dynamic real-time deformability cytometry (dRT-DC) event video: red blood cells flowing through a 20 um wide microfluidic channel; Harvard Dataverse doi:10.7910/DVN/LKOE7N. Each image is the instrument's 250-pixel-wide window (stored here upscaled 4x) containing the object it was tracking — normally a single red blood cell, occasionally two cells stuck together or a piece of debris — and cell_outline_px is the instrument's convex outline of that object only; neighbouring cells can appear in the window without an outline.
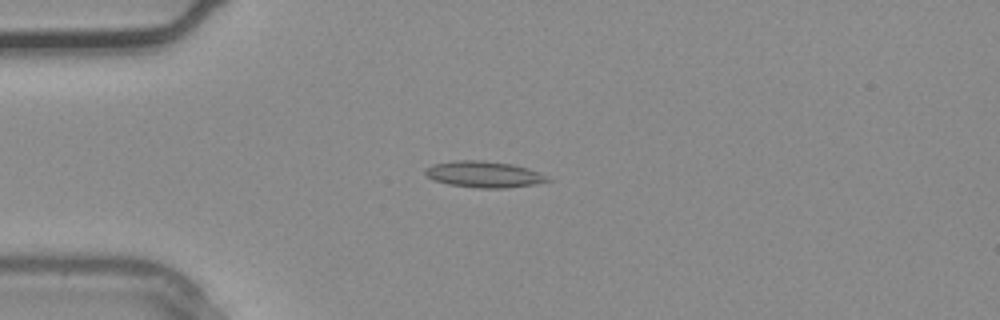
{"species": "common noctule bat (a hibernating species)", "species_latin": "Nyctalus noctula", "temperature_condition": "warm", "stored_images_in_passage": 2, "camera_frame_rate_fps": 3000, "um_per_image_px": 0.085, "animal": {"sex": "male", "body_mass_g": 20.4}, "frame": {"image": 1, "passage_image": 2, "time_ms": 0.333, "image_size_px": [1000, 320], "cell_outline_px": [[552, 180], [536, 184], [504, 188], [476, 188], [448, 184], [432, 180], [424, 172], [424, 168], [432, 164], [456, 160], [480, 160], [512, 164], [528, 168], [540, 172], [548, 176]], "centroid_in_image_um": [41.13, 14.82], "position_along_channel_um": 43.9, "area_um2": 18.9}}